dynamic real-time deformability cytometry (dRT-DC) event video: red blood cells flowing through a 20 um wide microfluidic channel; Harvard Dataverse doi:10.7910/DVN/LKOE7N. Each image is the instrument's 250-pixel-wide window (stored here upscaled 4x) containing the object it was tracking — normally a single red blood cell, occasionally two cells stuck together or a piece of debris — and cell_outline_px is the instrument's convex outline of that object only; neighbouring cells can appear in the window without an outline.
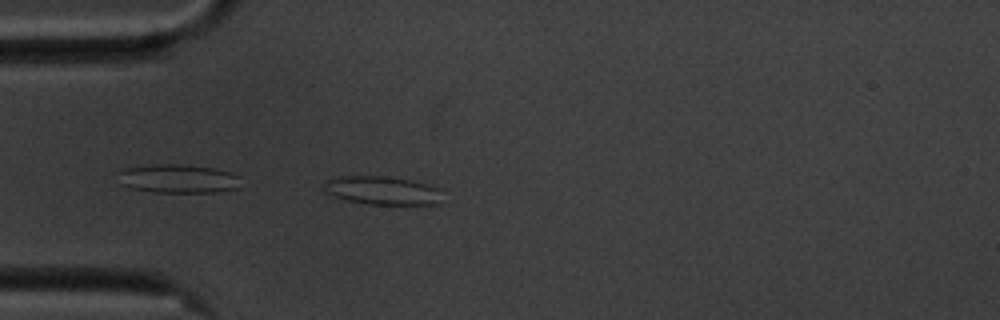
{"species": "common noctule bat (a hibernating species)", "species_latin": "Nyctalus noctula", "temperature_condition": "cold", "stored_images_in_passage": 42, "camera_frame_rate_fps": 3000, "um_per_image_px": 0.085, "animal": {"sex": "male", "body_mass_g": 20.1, "forearm_length_mm": 53.5}, "frame": {"image": 1, "passage_image": 1, "time_ms": 0.0, "image_size_px": [1000, 320], "cell_outline_px": [[440, 204], [368, 204], [348, 200], [324, 192], [324, 180], [332, 176], [388, 176], [408, 180], [424, 184], [436, 188]], "centroid_in_image_um": [32.37, 16.17], "position_along_channel_um": 52.6, "area_um2": 19.25}}
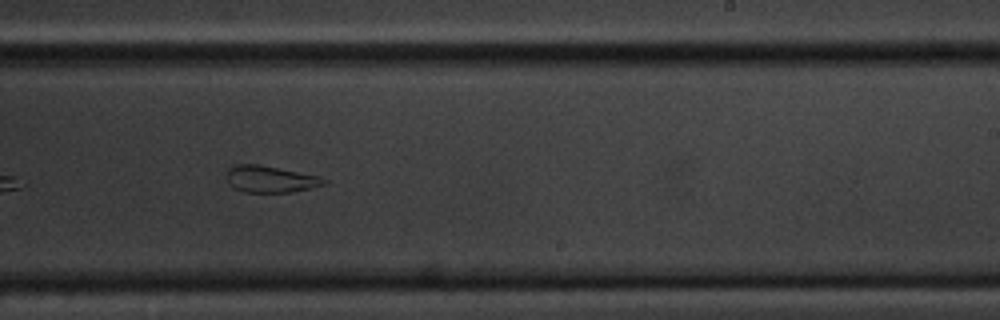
{"frame": {"image": 2, "passage_image": 20, "time_ms": 6.333, "image_size_px": [1000, 320], "cell_outline_px": [[328, 184], [312, 188], [288, 192], [244, 192], [232, 188], [228, 184], [228, 168], [236, 164], [260, 164], [320, 176], [328, 180]], "centroid_in_image_um": [23.01, 15.22], "position_along_channel_um": 266.0, "area_um2": 15.32}}
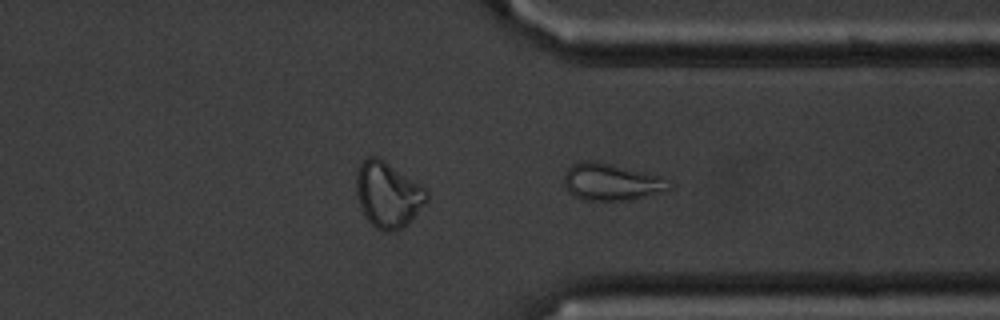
{"frame": {"image": 3, "passage_image": 28, "time_ms": 9.0, "image_size_px": [1000, 320], "cell_outline_px": [[668, 188], [644, 196], [628, 200], [584, 200], [568, 192], [564, 184], [564, 172], [572, 164], [580, 160], [596, 160], [664, 176]], "centroid_in_image_um": [51.87, 15.43], "position_along_channel_um": 359.5, "area_um2": 22.48}, "authors_computed_cell_mechanics": {"area_um2": 17.34, "velocity_mm_per_s": 3.5036, "shape_relaxation_time_tau1_ms": null, "shape_relaxation_time_tau2_ms": 1.9201, "deformation_change_tau1": null, "deformation_change_tau2": 0.0898}}